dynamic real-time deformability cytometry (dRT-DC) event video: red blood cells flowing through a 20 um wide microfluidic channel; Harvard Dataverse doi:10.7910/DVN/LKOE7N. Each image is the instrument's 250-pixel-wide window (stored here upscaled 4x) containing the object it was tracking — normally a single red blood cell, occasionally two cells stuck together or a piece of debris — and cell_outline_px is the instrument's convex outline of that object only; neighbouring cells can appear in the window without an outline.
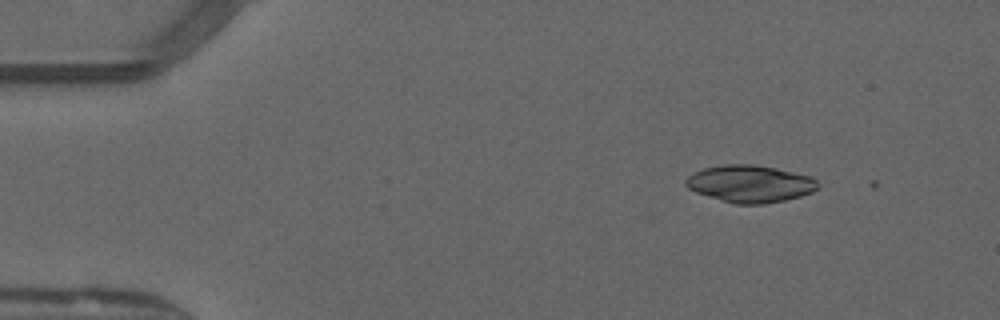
{"species": "common noctule bat (a hibernating species)", "species_latin": "Nyctalus noctula", "temperature_condition": "warm", "stored_images_in_passage": 3, "camera_frame_rate_fps": 3000, "um_per_image_px": 0.085, "animal": {"sex": "male", "forearm_length_mm": 52.5}, "frame": {"image": 1, "passage_image": 2, "time_ms": 0.333, "image_size_px": [1000, 320], "cell_outline_px": [[820, 184], [812, 192], [800, 196], [784, 200], [764, 204], [736, 204], [696, 192], [688, 188], [684, 184], [684, 180], [688, 176], [704, 168], [724, 164], [752, 164], [776, 168], [812, 176]], "centroid_in_image_um": [63.76, 15.61], "position_along_channel_um": 21.2, "area_um2": 28.5}}